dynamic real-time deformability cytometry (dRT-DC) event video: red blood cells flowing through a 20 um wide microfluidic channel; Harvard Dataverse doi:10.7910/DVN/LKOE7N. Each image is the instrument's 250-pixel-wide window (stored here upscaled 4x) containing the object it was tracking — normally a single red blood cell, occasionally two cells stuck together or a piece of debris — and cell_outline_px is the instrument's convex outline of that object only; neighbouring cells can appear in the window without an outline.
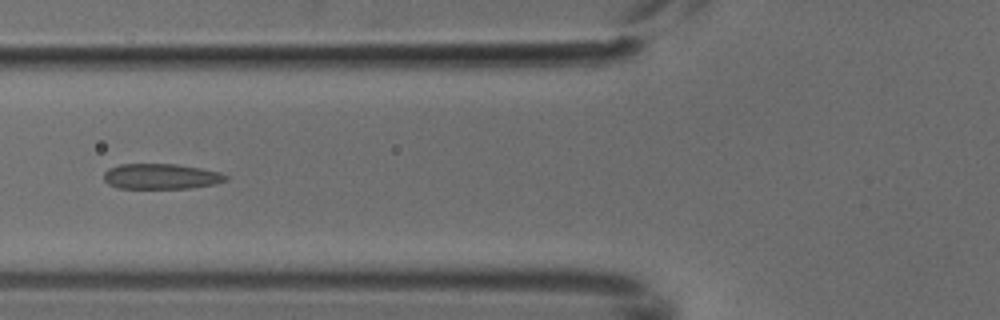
{"species": "common noctule bat (a hibernating species)", "species_latin": "Nyctalus noctula", "temperature_condition": "cold", "stored_images_in_passage": 7, "camera_frame_rate_fps": 3000, "um_per_image_px": 0.085, "animal": {"sex": "male", "body_mass_g": 18.8}, "frame": {"image": 1, "passage_image": 6, "time_ms": 1.667, "image_size_px": [1000, 320], "cell_outline_px": [[228, 180], [216, 184], [188, 188], [116, 188], [108, 184], [104, 180], [104, 172], [108, 168], [120, 164], [176, 164], [200, 168], [220, 172], [228, 176]], "centroid_in_image_um": [13.68, 14.99], "position_along_channel_um": 112.1, "area_um2": 18.15}}
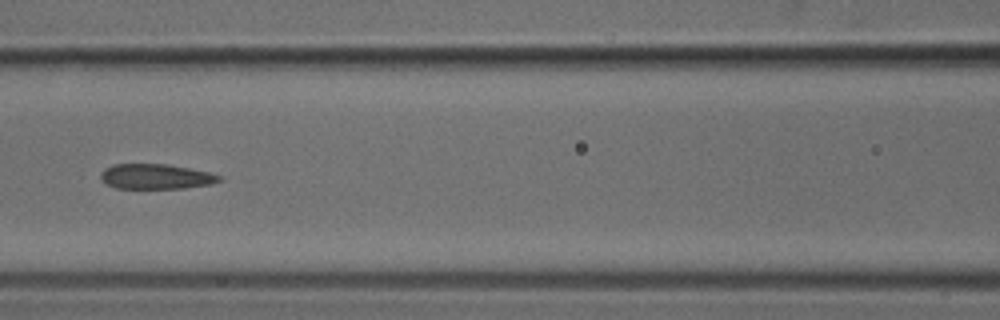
{"frame": {"image": 2, "passage_image": 7, "time_ms": 2.0, "image_size_px": [1000, 320], "cell_outline_px": [[224, 180], [208, 184], [184, 188], [116, 188], [104, 184], [100, 180], [100, 172], [104, 168], [112, 164], [168, 164], [208, 172], [220, 176]], "centroid_in_image_um": [13.17, 15.0], "position_along_channel_um": 153.4, "area_um2": 17.4}}